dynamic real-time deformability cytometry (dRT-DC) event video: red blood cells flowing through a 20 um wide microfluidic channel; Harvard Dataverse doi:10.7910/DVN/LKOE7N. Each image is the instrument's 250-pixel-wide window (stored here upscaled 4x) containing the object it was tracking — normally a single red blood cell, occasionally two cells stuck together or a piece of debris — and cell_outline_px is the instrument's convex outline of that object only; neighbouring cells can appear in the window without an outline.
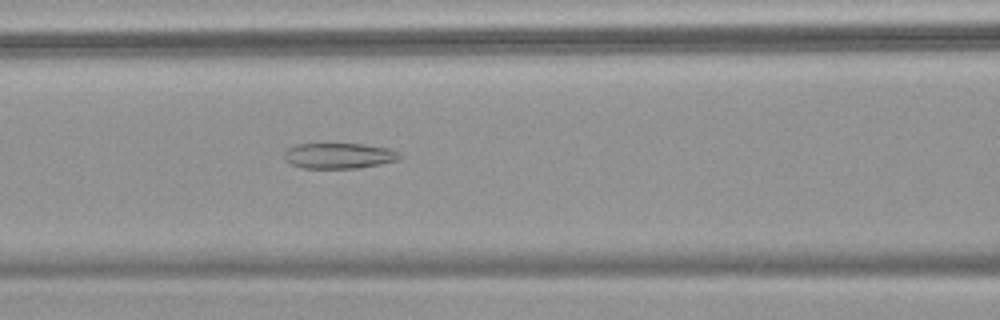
{"species": "common noctule bat (a hibernating species)", "species_latin": "Nyctalus noctula", "temperature_condition": "warm", "stored_images_in_passage": 39, "camera_frame_rate_fps": 3000, "um_per_image_px": 0.085, "animal": {"sex": "female", "body_mass_g": 18.4}, "frame": {"image": 1, "passage_image": 8, "time_ms": 2.333, "image_size_px": [1000, 320], "cell_outline_px": [[404, 156], [396, 160], [380, 164], [356, 168], [300, 168], [284, 160], [284, 152], [288, 148], [296, 144], [364, 144], [388, 148], [400, 152]], "centroid_in_image_um": [28.81, 13.23], "position_along_channel_um": 137.8, "area_um2": 17.28}}
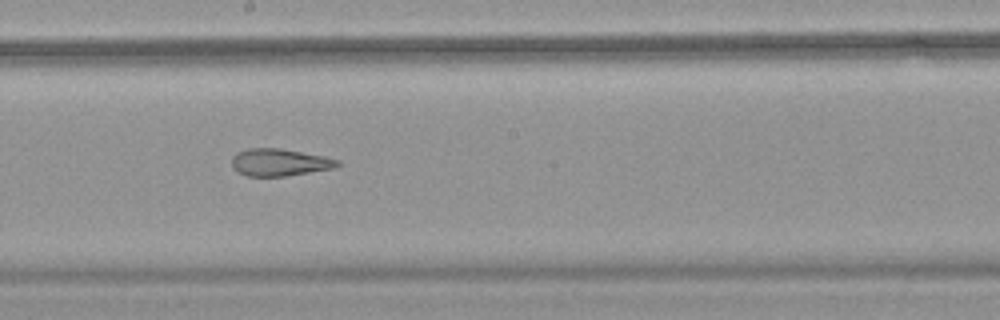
{"frame": {"image": 2, "passage_image": 15, "time_ms": 4.667, "image_size_px": [1000, 320], "cell_outline_px": [[340, 164], [332, 168], [284, 176], [248, 176], [236, 172], [232, 168], [232, 156], [236, 152], [248, 148], [280, 148], [324, 156], [340, 160]], "centroid_in_image_um": [23.7, 13.79], "position_along_channel_um": 224.5, "area_um2": 16.76}}
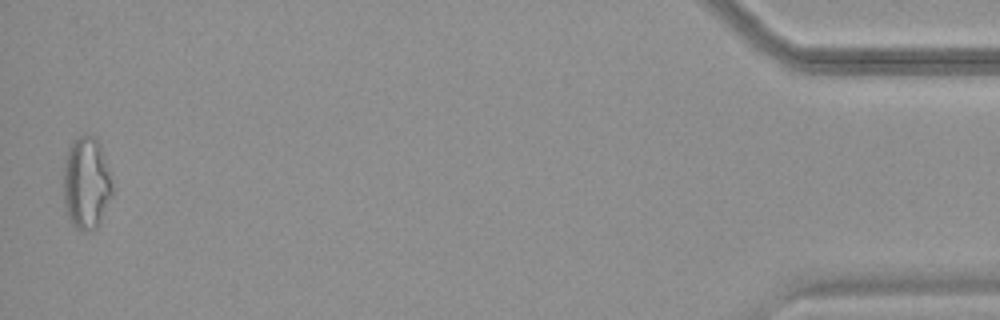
{"frame": {"image": 3, "passage_image": 38, "time_ms": 12.333, "image_size_px": [1000, 320], "cell_outline_px": [[112, 196], [96, 228], [84, 232], [76, 228], [68, 220], [64, 204], [64, 160], [68, 148], [72, 140], [80, 136], [96, 136], [100, 144], [108, 168], [112, 184]], "centroid_in_image_um": [7.32, 15.57], "position_along_channel_um": 427.9, "area_um2": 26.36}, "authors_computed_cell_mechanics": {"area_um2": 19.5364, "velocity_mm_per_s": 3.7276, "shape_relaxation_time_tau1_ms": null, "shape_relaxation_time_tau2_ms": 1.9463, "deformation_change_tau1": null, "deformation_change_tau2": 0.1231}}